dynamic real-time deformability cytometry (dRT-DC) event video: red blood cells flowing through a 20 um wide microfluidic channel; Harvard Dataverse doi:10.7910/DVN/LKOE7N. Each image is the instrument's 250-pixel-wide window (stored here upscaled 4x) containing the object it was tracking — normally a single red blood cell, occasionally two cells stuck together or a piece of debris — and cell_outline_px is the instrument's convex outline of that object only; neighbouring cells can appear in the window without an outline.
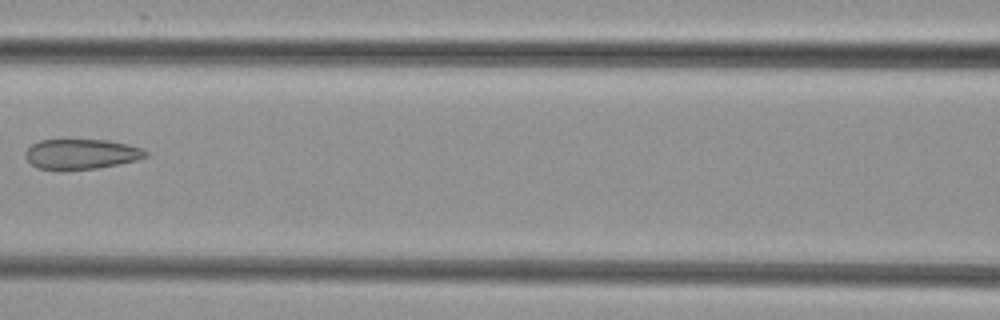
{"species": "common noctule bat (a hibernating species)", "species_latin": "Nyctalus noctula", "temperature_condition": "cold", "stored_images_in_passage": 8, "camera_frame_rate_fps": 3000, "um_per_image_px": 0.085, "animal": {"sex": "female", "body_mass_g": 29.2, "forearm_length_mm": 56.3}, "frame": {"image": 1, "passage_image": 7, "time_ms": 8.0, "image_size_px": [1000, 320], "cell_outline_px": [[148, 156], [136, 160], [96, 168], [60, 172], [36, 168], [24, 156], [24, 152], [32, 144], [40, 140], [108, 140], [128, 144], [140, 148], [148, 152]], "centroid_in_image_um": [6.85, 13.12], "position_along_channel_um": 159.8, "area_um2": 21.44}}
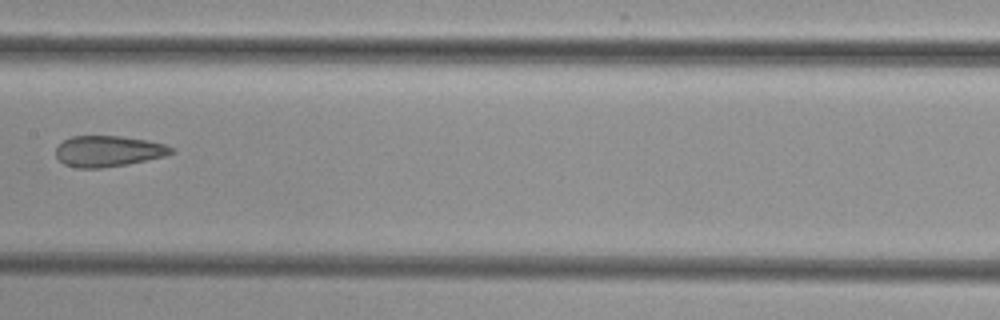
{"frame": {"image": 2, "passage_image": 8, "time_ms": 9.0, "image_size_px": [1000, 320], "cell_outline_px": [[176, 152], [164, 156], [128, 164], [100, 168], [76, 168], [64, 164], [56, 156], [56, 148], [64, 140], [72, 136], [120, 136], [148, 140], [164, 144], [176, 148]], "centroid_in_image_um": [9.23, 12.85], "position_along_channel_um": 198.2, "area_um2": 20.87}}